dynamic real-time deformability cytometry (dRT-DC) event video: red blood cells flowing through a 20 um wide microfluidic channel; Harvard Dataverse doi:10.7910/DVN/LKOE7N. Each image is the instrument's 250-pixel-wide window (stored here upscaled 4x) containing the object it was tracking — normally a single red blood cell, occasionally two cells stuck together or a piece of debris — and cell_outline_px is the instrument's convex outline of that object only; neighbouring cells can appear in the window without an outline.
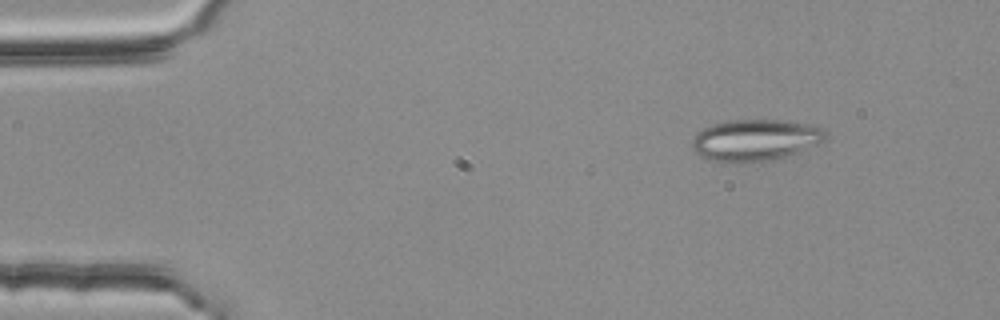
{"species": "common noctule bat (a hibernating species)", "species_latin": "Nyctalus noctula", "temperature_condition": "room temperature", "stored_images_in_passage": 4, "camera_frame_rate_fps": 3000, "um_per_image_px": 0.085, "animal": {"sex": "female", "body_mass_g": 25.1}, "frame": {"image": 1, "passage_image": 2, "time_ms": 0.333, "image_size_px": [1000, 320], "cell_outline_px": [[828, 136], [824, 140], [816, 144], [796, 152], [784, 156], [768, 160], [740, 164], [724, 164], [700, 156], [692, 148], [692, 140], [696, 132], [712, 124], [728, 120], [780, 120], [812, 124], [824, 128]], "centroid_in_image_um": [64.16, 11.91], "position_along_channel_um": 20.8, "area_um2": 32.6}}